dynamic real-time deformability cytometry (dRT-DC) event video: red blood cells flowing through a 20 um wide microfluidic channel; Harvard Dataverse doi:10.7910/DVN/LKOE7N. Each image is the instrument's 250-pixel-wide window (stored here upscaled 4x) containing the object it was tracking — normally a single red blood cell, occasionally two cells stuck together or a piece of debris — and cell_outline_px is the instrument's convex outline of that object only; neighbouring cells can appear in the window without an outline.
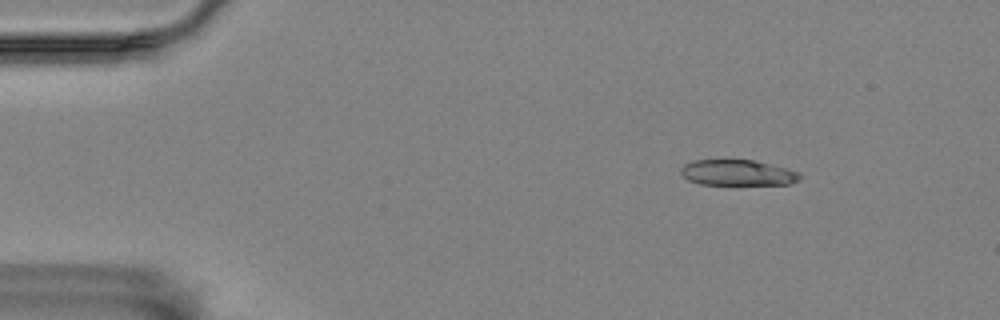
{"species": "Egyptian fruit bat (a non-hibernating species)", "species_latin": "Rousettus aegyptiacus", "temperature_condition": "room temperature", "stored_images_in_passage": 55, "camera_frame_rate_fps": 3000, "um_per_image_px": 0.085, "animal": {"sex": "female"}, "frame": {"image": 1, "passage_image": 7, "time_ms": 2.0, "image_size_px": [1000, 320], "cell_outline_px": [[800, 180], [788, 184], [700, 184], [688, 180], [680, 172], [680, 168], [684, 164], [692, 160], [752, 160], [800, 172]], "centroid_in_image_um": [62.66, 14.68], "position_along_channel_um": 22.3, "area_um2": 17.63}}
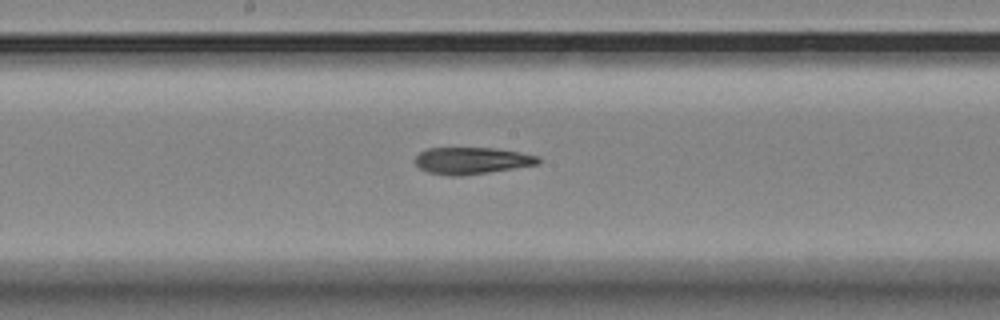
{"frame": {"image": 2, "passage_image": 29, "time_ms": 9.333, "image_size_px": [1000, 320], "cell_outline_px": [[540, 164], [488, 172], [460, 176], [448, 176], [428, 172], [420, 168], [416, 164], [416, 156], [420, 152], [428, 148], [496, 148], [520, 152], [540, 156]], "centroid_in_image_um": [40.13, 13.65], "position_along_channel_um": 208.1, "area_um2": 19.25}}
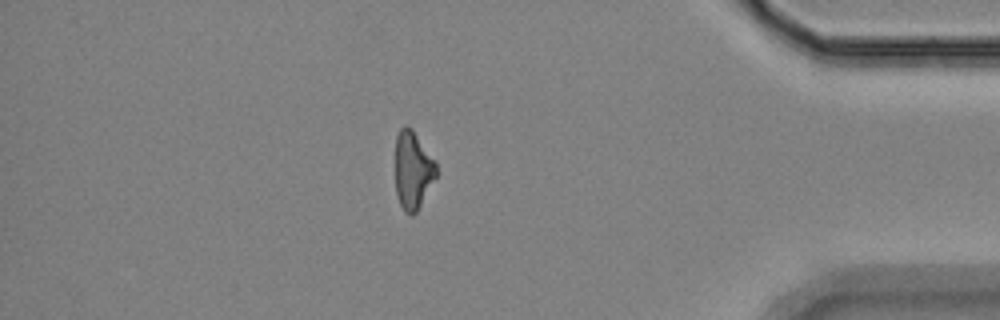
{"frame": {"image": 3, "passage_image": 48, "time_ms": 15.667, "image_size_px": [1000, 320], "cell_outline_px": [[436, 176], [416, 212], [412, 216], [404, 212], [400, 204], [396, 192], [396, 136], [400, 128], [404, 124], [408, 124], [412, 128], [436, 160]], "centroid_in_image_um": [35.09, 14.42], "position_along_channel_um": 400.1, "area_um2": 18.67}}